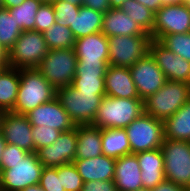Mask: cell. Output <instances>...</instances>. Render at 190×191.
Segmentation results:
<instances>
[{"instance_id": "6da1fadb", "label": "cell", "mask_w": 190, "mask_h": 191, "mask_svg": "<svg viewBox=\"0 0 190 191\" xmlns=\"http://www.w3.org/2000/svg\"><path fill=\"white\" fill-rule=\"evenodd\" d=\"M56 97V89L36 68L20 69V83L14 113L26 115Z\"/></svg>"}, {"instance_id": "7a4b0ae2", "label": "cell", "mask_w": 190, "mask_h": 191, "mask_svg": "<svg viewBox=\"0 0 190 191\" xmlns=\"http://www.w3.org/2000/svg\"><path fill=\"white\" fill-rule=\"evenodd\" d=\"M143 113L142 99H122L105 95L92 125L100 129H125Z\"/></svg>"}, {"instance_id": "3957f363", "label": "cell", "mask_w": 190, "mask_h": 191, "mask_svg": "<svg viewBox=\"0 0 190 191\" xmlns=\"http://www.w3.org/2000/svg\"><path fill=\"white\" fill-rule=\"evenodd\" d=\"M190 100V84L167 80L156 93L143 100L144 113L165 121Z\"/></svg>"}, {"instance_id": "277c9868", "label": "cell", "mask_w": 190, "mask_h": 191, "mask_svg": "<svg viewBox=\"0 0 190 191\" xmlns=\"http://www.w3.org/2000/svg\"><path fill=\"white\" fill-rule=\"evenodd\" d=\"M106 93L78 92L74 87L56 89V98L75 125L93 124Z\"/></svg>"}, {"instance_id": "5b68a950", "label": "cell", "mask_w": 190, "mask_h": 191, "mask_svg": "<svg viewBox=\"0 0 190 191\" xmlns=\"http://www.w3.org/2000/svg\"><path fill=\"white\" fill-rule=\"evenodd\" d=\"M77 56L74 48L48 50L36 69L55 88L72 84L76 75Z\"/></svg>"}, {"instance_id": "8992f818", "label": "cell", "mask_w": 190, "mask_h": 191, "mask_svg": "<svg viewBox=\"0 0 190 191\" xmlns=\"http://www.w3.org/2000/svg\"><path fill=\"white\" fill-rule=\"evenodd\" d=\"M43 168L36 152H29L16 164H0V191H22L39 183Z\"/></svg>"}, {"instance_id": "52a82bcc", "label": "cell", "mask_w": 190, "mask_h": 191, "mask_svg": "<svg viewBox=\"0 0 190 191\" xmlns=\"http://www.w3.org/2000/svg\"><path fill=\"white\" fill-rule=\"evenodd\" d=\"M48 50L43 33L23 31L8 51V66L16 69L36 68Z\"/></svg>"}, {"instance_id": "ba28073f", "label": "cell", "mask_w": 190, "mask_h": 191, "mask_svg": "<svg viewBox=\"0 0 190 191\" xmlns=\"http://www.w3.org/2000/svg\"><path fill=\"white\" fill-rule=\"evenodd\" d=\"M161 150L164 156L166 180L188 188L190 186V142L164 138Z\"/></svg>"}, {"instance_id": "9c48e42d", "label": "cell", "mask_w": 190, "mask_h": 191, "mask_svg": "<svg viewBox=\"0 0 190 191\" xmlns=\"http://www.w3.org/2000/svg\"><path fill=\"white\" fill-rule=\"evenodd\" d=\"M131 154L159 149L164 141V122L143 113L126 128Z\"/></svg>"}, {"instance_id": "30bf717a", "label": "cell", "mask_w": 190, "mask_h": 191, "mask_svg": "<svg viewBox=\"0 0 190 191\" xmlns=\"http://www.w3.org/2000/svg\"><path fill=\"white\" fill-rule=\"evenodd\" d=\"M109 40V65L132 67L149 53L151 36H111Z\"/></svg>"}, {"instance_id": "8fae6325", "label": "cell", "mask_w": 190, "mask_h": 191, "mask_svg": "<svg viewBox=\"0 0 190 191\" xmlns=\"http://www.w3.org/2000/svg\"><path fill=\"white\" fill-rule=\"evenodd\" d=\"M188 32H190V8L184 2L162 6L155 13L152 39L159 41L165 35Z\"/></svg>"}, {"instance_id": "7c38bea8", "label": "cell", "mask_w": 190, "mask_h": 191, "mask_svg": "<svg viewBox=\"0 0 190 191\" xmlns=\"http://www.w3.org/2000/svg\"><path fill=\"white\" fill-rule=\"evenodd\" d=\"M129 70L139 98L142 100L156 93L167 81L165 74L150 53L139 59Z\"/></svg>"}, {"instance_id": "4fadbf2b", "label": "cell", "mask_w": 190, "mask_h": 191, "mask_svg": "<svg viewBox=\"0 0 190 191\" xmlns=\"http://www.w3.org/2000/svg\"><path fill=\"white\" fill-rule=\"evenodd\" d=\"M77 130L61 132L51 145L36 151L39 161L44 167H59L73 163L76 156Z\"/></svg>"}, {"instance_id": "5bb4252c", "label": "cell", "mask_w": 190, "mask_h": 191, "mask_svg": "<svg viewBox=\"0 0 190 191\" xmlns=\"http://www.w3.org/2000/svg\"><path fill=\"white\" fill-rule=\"evenodd\" d=\"M149 53L155 59L166 79L190 84V62L163 46L158 40L152 39Z\"/></svg>"}, {"instance_id": "9a60e30c", "label": "cell", "mask_w": 190, "mask_h": 191, "mask_svg": "<svg viewBox=\"0 0 190 191\" xmlns=\"http://www.w3.org/2000/svg\"><path fill=\"white\" fill-rule=\"evenodd\" d=\"M32 128L26 115L12 111L3 112L0 132L7 143L14 144L28 152H34Z\"/></svg>"}, {"instance_id": "2e32d148", "label": "cell", "mask_w": 190, "mask_h": 191, "mask_svg": "<svg viewBox=\"0 0 190 191\" xmlns=\"http://www.w3.org/2000/svg\"><path fill=\"white\" fill-rule=\"evenodd\" d=\"M26 116L32 126L44 125L61 132L70 131L75 128V124L56 97L47 103L37 106Z\"/></svg>"}, {"instance_id": "e0dca14e", "label": "cell", "mask_w": 190, "mask_h": 191, "mask_svg": "<svg viewBox=\"0 0 190 191\" xmlns=\"http://www.w3.org/2000/svg\"><path fill=\"white\" fill-rule=\"evenodd\" d=\"M74 50L77 62H109V40L102 32L76 39Z\"/></svg>"}, {"instance_id": "ac0fdd59", "label": "cell", "mask_w": 190, "mask_h": 191, "mask_svg": "<svg viewBox=\"0 0 190 191\" xmlns=\"http://www.w3.org/2000/svg\"><path fill=\"white\" fill-rule=\"evenodd\" d=\"M106 96L122 99H141L128 67L108 65L105 74Z\"/></svg>"}, {"instance_id": "d6986e66", "label": "cell", "mask_w": 190, "mask_h": 191, "mask_svg": "<svg viewBox=\"0 0 190 191\" xmlns=\"http://www.w3.org/2000/svg\"><path fill=\"white\" fill-rule=\"evenodd\" d=\"M113 181L117 191H136L143 188L141 170L135 154L116 158Z\"/></svg>"}, {"instance_id": "ffe728a7", "label": "cell", "mask_w": 190, "mask_h": 191, "mask_svg": "<svg viewBox=\"0 0 190 191\" xmlns=\"http://www.w3.org/2000/svg\"><path fill=\"white\" fill-rule=\"evenodd\" d=\"M101 32L111 36H151L120 8H110L103 15Z\"/></svg>"}, {"instance_id": "44dd1931", "label": "cell", "mask_w": 190, "mask_h": 191, "mask_svg": "<svg viewBox=\"0 0 190 191\" xmlns=\"http://www.w3.org/2000/svg\"><path fill=\"white\" fill-rule=\"evenodd\" d=\"M116 159L107 155H99L88 159H74L78 173L83 182L93 180H113L115 174Z\"/></svg>"}, {"instance_id": "7402d4cb", "label": "cell", "mask_w": 190, "mask_h": 191, "mask_svg": "<svg viewBox=\"0 0 190 191\" xmlns=\"http://www.w3.org/2000/svg\"><path fill=\"white\" fill-rule=\"evenodd\" d=\"M135 155L139 162L144 188H155L159 183L166 180L164 156L161 148L139 152Z\"/></svg>"}, {"instance_id": "603a6c76", "label": "cell", "mask_w": 190, "mask_h": 191, "mask_svg": "<svg viewBox=\"0 0 190 191\" xmlns=\"http://www.w3.org/2000/svg\"><path fill=\"white\" fill-rule=\"evenodd\" d=\"M77 145L75 159H88L103 154L101 129L92 124L75 125Z\"/></svg>"}, {"instance_id": "cb8c5ba5", "label": "cell", "mask_w": 190, "mask_h": 191, "mask_svg": "<svg viewBox=\"0 0 190 191\" xmlns=\"http://www.w3.org/2000/svg\"><path fill=\"white\" fill-rule=\"evenodd\" d=\"M164 138L190 142V100L164 121Z\"/></svg>"}, {"instance_id": "d4e9b609", "label": "cell", "mask_w": 190, "mask_h": 191, "mask_svg": "<svg viewBox=\"0 0 190 191\" xmlns=\"http://www.w3.org/2000/svg\"><path fill=\"white\" fill-rule=\"evenodd\" d=\"M20 69L7 66L0 72V109L11 111L16 103Z\"/></svg>"}, {"instance_id": "484cf974", "label": "cell", "mask_w": 190, "mask_h": 191, "mask_svg": "<svg viewBox=\"0 0 190 191\" xmlns=\"http://www.w3.org/2000/svg\"><path fill=\"white\" fill-rule=\"evenodd\" d=\"M103 155L119 158L131 154L127 132L123 128L101 129Z\"/></svg>"}, {"instance_id": "4316f807", "label": "cell", "mask_w": 190, "mask_h": 191, "mask_svg": "<svg viewBox=\"0 0 190 191\" xmlns=\"http://www.w3.org/2000/svg\"><path fill=\"white\" fill-rule=\"evenodd\" d=\"M104 13L86 6H80L79 14L75 15L73 26H69L75 39L101 32Z\"/></svg>"}, {"instance_id": "83f0119b", "label": "cell", "mask_w": 190, "mask_h": 191, "mask_svg": "<svg viewBox=\"0 0 190 191\" xmlns=\"http://www.w3.org/2000/svg\"><path fill=\"white\" fill-rule=\"evenodd\" d=\"M149 35L153 32L155 13L136 0H126L120 7Z\"/></svg>"}, {"instance_id": "f1b7e54d", "label": "cell", "mask_w": 190, "mask_h": 191, "mask_svg": "<svg viewBox=\"0 0 190 191\" xmlns=\"http://www.w3.org/2000/svg\"><path fill=\"white\" fill-rule=\"evenodd\" d=\"M42 3L41 0H24L19 6L8 10L23 31H31L35 28V16Z\"/></svg>"}, {"instance_id": "f546056e", "label": "cell", "mask_w": 190, "mask_h": 191, "mask_svg": "<svg viewBox=\"0 0 190 191\" xmlns=\"http://www.w3.org/2000/svg\"><path fill=\"white\" fill-rule=\"evenodd\" d=\"M43 36L49 50L74 48L76 39L69 27L54 23Z\"/></svg>"}, {"instance_id": "4dcf8cb0", "label": "cell", "mask_w": 190, "mask_h": 191, "mask_svg": "<svg viewBox=\"0 0 190 191\" xmlns=\"http://www.w3.org/2000/svg\"><path fill=\"white\" fill-rule=\"evenodd\" d=\"M23 30L17 25L16 20L8 9H0V44L8 52Z\"/></svg>"}, {"instance_id": "1f68e13d", "label": "cell", "mask_w": 190, "mask_h": 191, "mask_svg": "<svg viewBox=\"0 0 190 191\" xmlns=\"http://www.w3.org/2000/svg\"><path fill=\"white\" fill-rule=\"evenodd\" d=\"M159 42L175 55L190 62V32L165 35Z\"/></svg>"}, {"instance_id": "d6a6232c", "label": "cell", "mask_w": 190, "mask_h": 191, "mask_svg": "<svg viewBox=\"0 0 190 191\" xmlns=\"http://www.w3.org/2000/svg\"><path fill=\"white\" fill-rule=\"evenodd\" d=\"M71 86L78 90V92L105 93V76H75Z\"/></svg>"}, {"instance_id": "836d02e7", "label": "cell", "mask_w": 190, "mask_h": 191, "mask_svg": "<svg viewBox=\"0 0 190 191\" xmlns=\"http://www.w3.org/2000/svg\"><path fill=\"white\" fill-rule=\"evenodd\" d=\"M57 174L61 175V183L65 191H82L84 182L73 163L57 167Z\"/></svg>"}, {"instance_id": "e575fe53", "label": "cell", "mask_w": 190, "mask_h": 191, "mask_svg": "<svg viewBox=\"0 0 190 191\" xmlns=\"http://www.w3.org/2000/svg\"><path fill=\"white\" fill-rule=\"evenodd\" d=\"M51 4L55 12L56 23L66 27L73 26V20L75 15L79 14L80 6L63 0H53Z\"/></svg>"}, {"instance_id": "d590c367", "label": "cell", "mask_w": 190, "mask_h": 191, "mask_svg": "<svg viewBox=\"0 0 190 191\" xmlns=\"http://www.w3.org/2000/svg\"><path fill=\"white\" fill-rule=\"evenodd\" d=\"M61 131L47 127L44 125L33 126L32 137L34 143V152L38 149L51 145L55 140L58 139Z\"/></svg>"}, {"instance_id": "8d00e7d4", "label": "cell", "mask_w": 190, "mask_h": 191, "mask_svg": "<svg viewBox=\"0 0 190 191\" xmlns=\"http://www.w3.org/2000/svg\"><path fill=\"white\" fill-rule=\"evenodd\" d=\"M54 23H56V17L51 2H43L35 16L34 31L44 33Z\"/></svg>"}, {"instance_id": "74e56055", "label": "cell", "mask_w": 190, "mask_h": 191, "mask_svg": "<svg viewBox=\"0 0 190 191\" xmlns=\"http://www.w3.org/2000/svg\"><path fill=\"white\" fill-rule=\"evenodd\" d=\"M39 184L45 191H65L61 183V175L57 174V167H44Z\"/></svg>"}, {"instance_id": "f35d334b", "label": "cell", "mask_w": 190, "mask_h": 191, "mask_svg": "<svg viewBox=\"0 0 190 191\" xmlns=\"http://www.w3.org/2000/svg\"><path fill=\"white\" fill-rule=\"evenodd\" d=\"M109 62H77L76 75L105 76Z\"/></svg>"}, {"instance_id": "ab89813d", "label": "cell", "mask_w": 190, "mask_h": 191, "mask_svg": "<svg viewBox=\"0 0 190 191\" xmlns=\"http://www.w3.org/2000/svg\"><path fill=\"white\" fill-rule=\"evenodd\" d=\"M28 153L29 152L23 148L7 143L0 164H16L25 158Z\"/></svg>"}, {"instance_id": "60d3db41", "label": "cell", "mask_w": 190, "mask_h": 191, "mask_svg": "<svg viewBox=\"0 0 190 191\" xmlns=\"http://www.w3.org/2000/svg\"><path fill=\"white\" fill-rule=\"evenodd\" d=\"M82 191H117V188L113 180H93L84 182Z\"/></svg>"}, {"instance_id": "b9f144b4", "label": "cell", "mask_w": 190, "mask_h": 191, "mask_svg": "<svg viewBox=\"0 0 190 191\" xmlns=\"http://www.w3.org/2000/svg\"><path fill=\"white\" fill-rule=\"evenodd\" d=\"M83 6L101 13H106L111 8L109 0H83Z\"/></svg>"}, {"instance_id": "7bdbcfd3", "label": "cell", "mask_w": 190, "mask_h": 191, "mask_svg": "<svg viewBox=\"0 0 190 191\" xmlns=\"http://www.w3.org/2000/svg\"><path fill=\"white\" fill-rule=\"evenodd\" d=\"M151 191H186V188L176 185L171 181L164 180L159 183L155 188H152Z\"/></svg>"}, {"instance_id": "ee69618b", "label": "cell", "mask_w": 190, "mask_h": 191, "mask_svg": "<svg viewBox=\"0 0 190 191\" xmlns=\"http://www.w3.org/2000/svg\"><path fill=\"white\" fill-rule=\"evenodd\" d=\"M136 1L144 5L154 13H156L162 7L161 0H136Z\"/></svg>"}, {"instance_id": "f6af8a7d", "label": "cell", "mask_w": 190, "mask_h": 191, "mask_svg": "<svg viewBox=\"0 0 190 191\" xmlns=\"http://www.w3.org/2000/svg\"><path fill=\"white\" fill-rule=\"evenodd\" d=\"M8 66V52L0 44V69Z\"/></svg>"}, {"instance_id": "bcb514c9", "label": "cell", "mask_w": 190, "mask_h": 191, "mask_svg": "<svg viewBox=\"0 0 190 191\" xmlns=\"http://www.w3.org/2000/svg\"><path fill=\"white\" fill-rule=\"evenodd\" d=\"M2 2H3V7L5 9H9L12 7L19 6L24 2V0H2Z\"/></svg>"}, {"instance_id": "7dc6e473", "label": "cell", "mask_w": 190, "mask_h": 191, "mask_svg": "<svg viewBox=\"0 0 190 191\" xmlns=\"http://www.w3.org/2000/svg\"><path fill=\"white\" fill-rule=\"evenodd\" d=\"M22 191H45L39 183L27 186L25 189Z\"/></svg>"}, {"instance_id": "c3c4849f", "label": "cell", "mask_w": 190, "mask_h": 191, "mask_svg": "<svg viewBox=\"0 0 190 191\" xmlns=\"http://www.w3.org/2000/svg\"><path fill=\"white\" fill-rule=\"evenodd\" d=\"M6 144H7V142L5 141L2 133L0 132V162H1L2 154L5 149Z\"/></svg>"}, {"instance_id": "681fc988", "label": "cell", "mask_w": 190, "mask_h": 191, "mask_svg": "<svg viewBox=\"0 0 190 191\" xmlns=\"http://www.w3.org/2000/svg\"><path fill=\"white\" fill-rule=\"evenodd\" d=\"M126 0H109L111 8H119Z\"/></svg>"}, {"instance_id": "f907efd6", "label": "cell", "mask_w": 190, "mask_h": 191, "mask_svg": "<svg viewBox=\"0 0 190 191\" xmlns=\"http://www.w3.org/2000/svg\"><path fill=\"white\" fill-rule=\"evenodd\" d=\"M161 1H162V6L179 4L177 0H161Z\"/></svg>"}, {"instance_id": "816d5d0a", "label": "cell", "mask_w": 190, "mask_h": 191, "mask_svg": "<svg viewBox=\"0 0 190 191\" xmlns=\"http://www.w3.org/2000/svg\"><path fill=\"white\" fill-rule=\"evenodd\" d=\"M65 2H68L69 4L77 5V6H82L83 5V0H63Z\"/></svg>"}, {"instance_id": "f5cc1de1", "label": "cell", "mask_w": 190, "mask_h": 191, "mask_svg": "<svg viewBox=\"0 0 190 191\" xmlns=\"http://www.w3.org/2000/svg\"><path fill=\"white\" fill-rule=\"evenodd\" d=\"M184 4H185L188 8H190V0H184Z\"/></svg>"}, {"instance_id": "db71d44e", "label": "cell", "mask_w": 190, "mask_h": 191, "mask_svg": "<svg viewBox=\"0 0 190 191\" xmlns=\"http://www.w3.org/2000/svg\"><path fill=\"white\" fill-rule=\"evenodd\" d=\"M136 191H151V189L143 187V188H140V189H138Z\"/></svg>"}, {"instance_id": "11a10c76", "label": "cell", "mask_w": 190, "mask_h": 191, "mask_svg": "<svg viewBox=\"0 0 190 191\" xmlns=\"http://www.w3.org/2000/svg\"><path fill=\"white\" fill-rule=\"evenodd\" d=\"M2 8H4L3 7V2H2V0H0V9H2Z\"/></svg>"}, {"instance_id": "9f6ffc18", "label": "cell", "mask_w": 190, "mask_h": 191, "mask_svg": "<svg viewBox=\"0 0 190 191\" xmlns=\"http://www.w3.org/2000/svg\"><path fill=\"white\" fill-rule=\"evenodd\" d=\"M2 114H3V111L0 109V122H1Z\"/></svg>"}, {"instance_id": "6f0895ef", "label": "cell", "mask_w": 190, "mask_h": 191, "mask_svg": "<svg viewBox=\"0 0 190 191\" xmlns=\"http://www.w3.org/2000/svg\"><path fill=\"white\" fill-rule=\"evenodd\" d=\"M42 2H52L53 0H41Z\"/></svg>"}, {"instance_id": "680465c9", "label": "cell", "mask_w": 190, "mask_h": 191, "mask_svg": "<svg viewBox=\"0 0 190 191\" xmlns=\"http://www.w3.org/2000/svg\"><path fill=\"white\" fill-rule=\"evenodd\" d=\"M179 3H182V2H184V0H177Z\"/></svg>"}]
</instances>
